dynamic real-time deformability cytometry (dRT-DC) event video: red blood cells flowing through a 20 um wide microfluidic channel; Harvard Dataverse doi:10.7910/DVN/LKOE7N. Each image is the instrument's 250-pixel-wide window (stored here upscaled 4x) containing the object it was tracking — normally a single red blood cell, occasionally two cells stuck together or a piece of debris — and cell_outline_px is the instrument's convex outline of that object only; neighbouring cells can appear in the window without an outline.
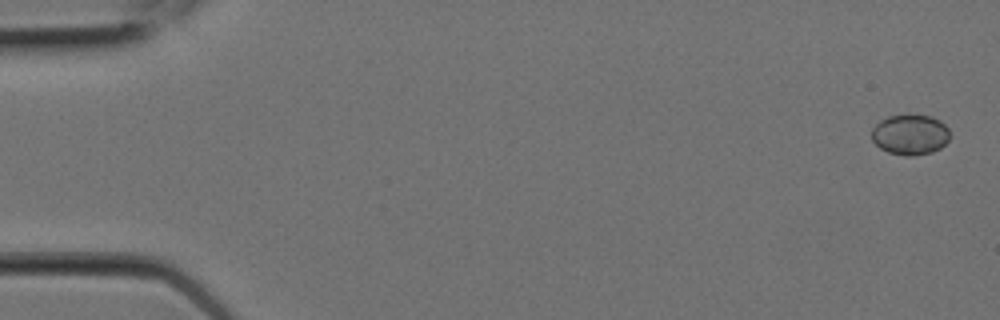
{"species": "Egyptian fruit bat (a non-hibernating species)", "species_latin": "Rousettus aegyptiacus", "temperature_condition": "room temperature", "stored_images_in_passage": 7, "camera_frame_rate_fps": 3000, "um_per_image_px": 0.085, "animal": {"sex": "female"}, "frame": {"image": 1, "passage_image": 1, "time_ms": 0.0, "image_size_px": [1000, 320], "cell_outline_px": [[948, 140], [940, 148], [932, 152], [912, 156], [904, 156], [888, 152], [880, 148], [872, 140], [872, 128], [880, 120], [888, 116], [932, 116], [940, 120], [948, 128]], "centroid_in_image_um": [77.35, 11.46], "position_along_channel_um": 7.7, "area_um2": 18.21}}
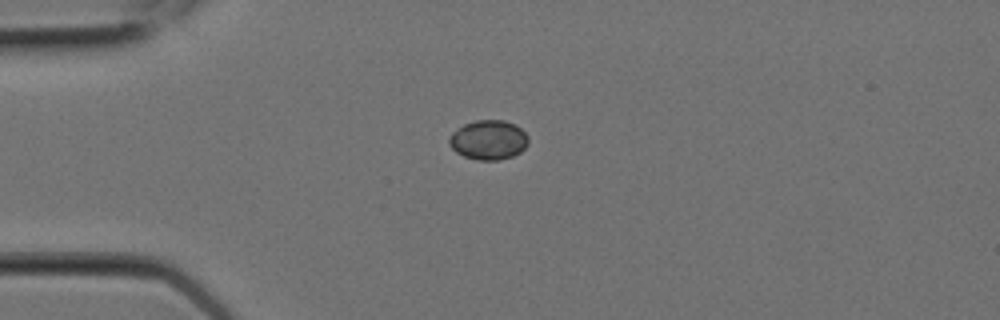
{"frame": {"image": 2, "passage_image": 5, "time_ms": 1.333, "image_size_px": [1000, 320], "cell_outline_px": [[528, 144], [520, 152], [512, 156], [500, 160], [476, 160], [464, 156], [456, 152], [448, 144], [448, 136], [452, 132], [464, 124], [476, 120], [504, 120], [516, 124], [528, 136]], "centroid_in_image_um": [41.51, 11.89], "position_along_channel_um": 43.5, "area_um2": 18.38}}
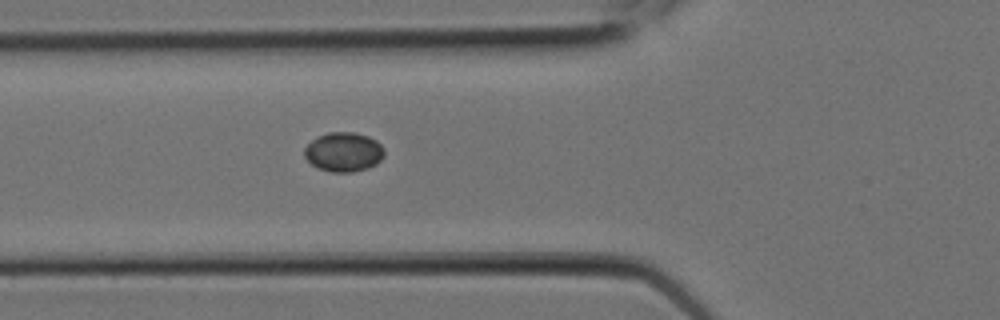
{"frame": {"image": 3, "passage_image": 7, "time_ms": 2.0, "image_size_px": [1000, 320], "cell_outline_px": [[384, 156], [376, 164], [368, 168], [352, 172], [332, 172], [320, 168], [312, 164], [304, 156], [304, 148], [316, 136], [328, 132], [356, 132], [368, 136], [376, 140], [384, 148]], "centroid_in_image_um": [29.22, 12.9], "position_along_channel_um": 96.6, "area_um2": 18.38}}